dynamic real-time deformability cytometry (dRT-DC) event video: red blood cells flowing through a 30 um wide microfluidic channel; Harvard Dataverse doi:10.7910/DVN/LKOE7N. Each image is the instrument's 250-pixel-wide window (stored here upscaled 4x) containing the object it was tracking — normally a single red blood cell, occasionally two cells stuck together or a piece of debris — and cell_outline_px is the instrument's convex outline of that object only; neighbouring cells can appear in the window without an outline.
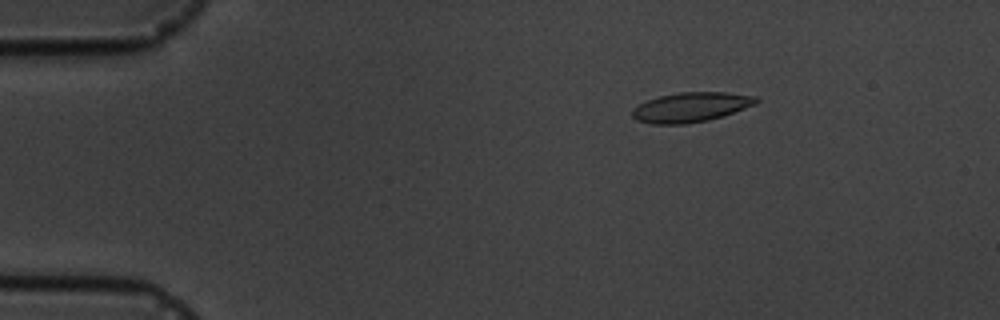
{"species": "common noctule bat (a hibernating species)", "species_latin": "Nyctalus noctula", "temperature_condition": "cold", "stored_images_in_passage": 4, "camera_frame_rate_fps": 3000, "um_per_image_px": 0.085, "animal": {"sex": "male", "body_mass_g": 19.5, "forearm_length_mm": 54.6}, "frame": {"image": 1, "passage_image": 2, "time_ms": 2.0, "image_size_px": [1000, 320], "cell_outline_px": [[760, 100], [756, 104], [724, 116], [708, 120], [688, 124], [652, 124], [636, 120], [632, 116], [632, 108], [648, 100], [660, 96], [680, 92], [724, 92], [756, 96]], "centroid_in_image_um": [58.74, 9.12], "position_along_channel_um": 26.3, "area_um2": 21.5}}